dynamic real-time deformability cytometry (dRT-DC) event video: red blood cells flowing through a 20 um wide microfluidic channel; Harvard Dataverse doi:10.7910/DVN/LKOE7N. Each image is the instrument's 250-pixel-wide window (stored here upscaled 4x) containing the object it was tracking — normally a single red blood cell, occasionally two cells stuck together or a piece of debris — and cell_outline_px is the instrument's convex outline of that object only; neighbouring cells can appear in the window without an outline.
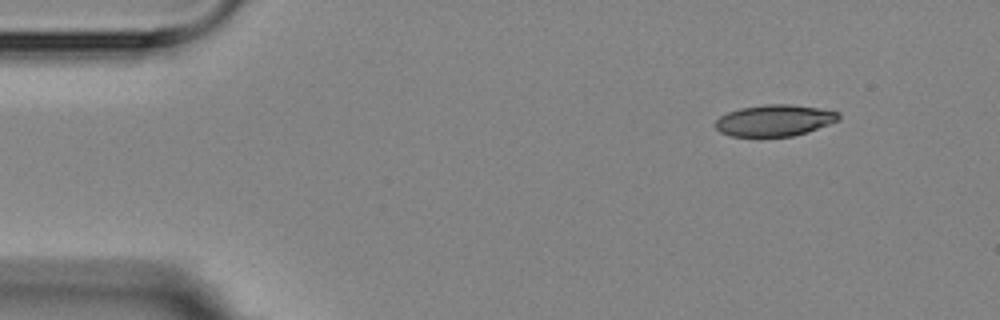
{"species": "Egyptian fruit bat (a non-hibernating species)", "species_latin": "Rousettus aegyptiacus", "temperature_condition": "room temperature", "stored_images_in_passage": 3, "camera_frame_rate_fps": 3000, "um_per_image_px": 0.085, "animal": {"sex": "female"}, "frame": {"image": 1, "passage_image": 1, "time_ms": 0.0, "image_size_px": [1000, 320], "cell_outline_px": [[840, 120], [808, 132], [792, 136], [732, 136], [720, 132], [712, 124], [720, 116], [728, 112], [740, 108], [768, 104], [788, 104], [816, 108], [840, 112]], "centroid_in_image_um": [65.82, 10.24], "position_along_channel_um": 19.2, "area_um2": 22.54}}
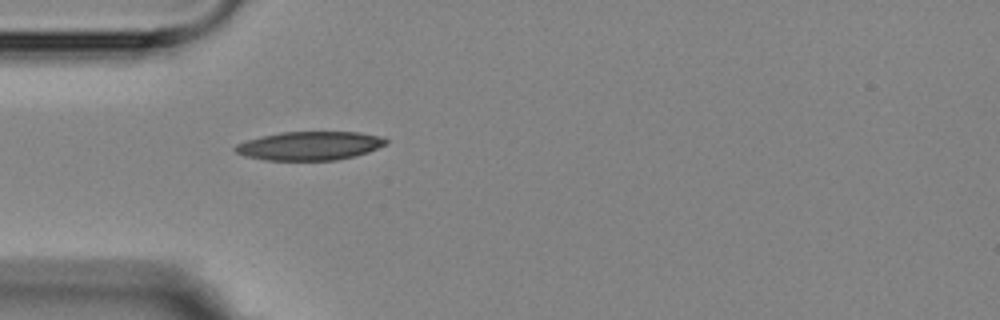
{"frame": {"image": 2, "passage_image": 3, "time_ms": 3.333, "image_size_px": [1000, 320], "cell_outline_px": [[388, 144], [368, 152], [336, 160], [264, 160], [244, 156], [236, 152], [232, 148], [236, 144], [248, 140], [280, 132], [360, 132], [376, 136], [388, 140]], "centroid_in_image_um": [26.3, 12.4], "position_along_channel_um": 58.7, "area_um2": 25.03}}